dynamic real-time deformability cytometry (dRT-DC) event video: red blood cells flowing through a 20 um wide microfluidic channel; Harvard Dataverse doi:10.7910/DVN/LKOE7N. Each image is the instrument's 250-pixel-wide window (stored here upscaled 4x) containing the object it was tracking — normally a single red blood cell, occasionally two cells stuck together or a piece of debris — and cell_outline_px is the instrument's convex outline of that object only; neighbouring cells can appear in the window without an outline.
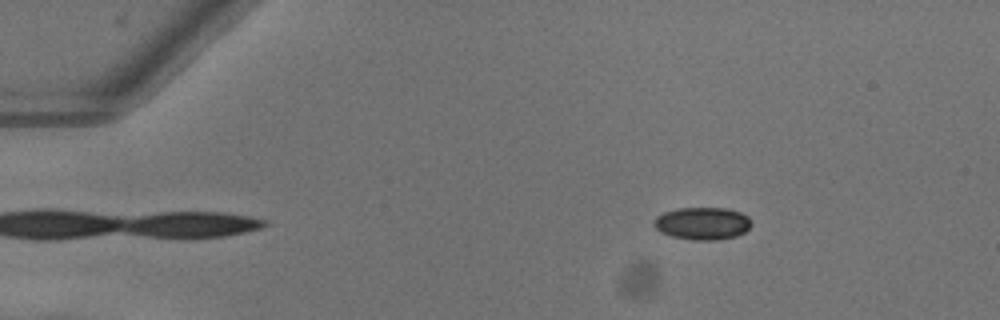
{"species": "common noctule bat (a hibernating species)", "species_latin": "Nyctalus noctula", "temperature_condition": "warm", "stored_images_in_passage": 52, "camera_frame_rate_fps": 3000, "um_per_image_px": 0.085, "animal": {"sex": "female"}, "frame": {"image": 1, "passage_image": 9, "time_ms": 2.667, "image_size_px": [1000, 320], "cell_outline_px": [[752, 224], [744, 232], [736, 236], [716, 240], [692, 240], [672, 236], [660, 232], [652, 224], [656, 216], [664, 212], [676, 208], [724, 208], [740, 212], [748, 216]], "centroid_in_image_um": [59.68, 18.99], "position_along_channel_um": 25.3, "area_um2": 18.5}}
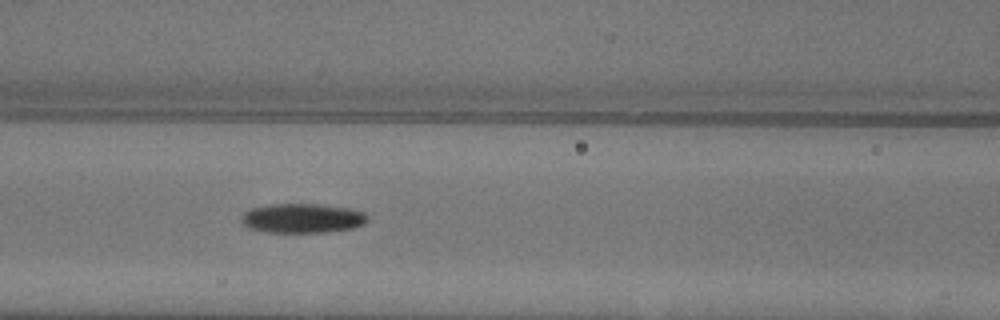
{"frame": {"image": 2, "passage_image": 24, "time_ms": 7.667, "image_size_px": [1000, 320], "cell_outline_px": [[368, 220], [364, 224], [352, 228], [324, 232], [264, 232], [248, 228], [240, 220], [240, 216], [244, 212], [252, 208], [268, 204], [324, 204], [348, 208], [364, 212], [368, 216]], "centroid_in_image_um": [25.68, 18.54], "position_along_channel_um": 140.9, "area_um2": 21.79}}
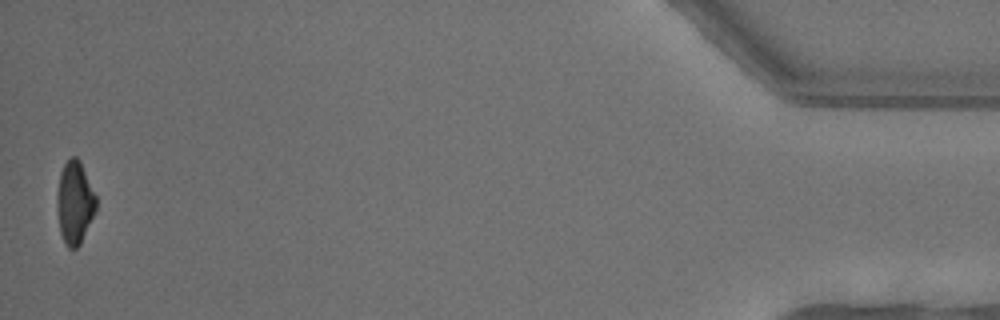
{"frame": {"image": 3, "passage_image": 52, "time_ms": 17.0, "image_size_px": [1000, 320], "cell_outline_px": [[96, 208], [80, 244], [76, 248], [68, 248], [64, 244], [60, 232], [56, 204], [56, 196], [60, 172], [64, 164], [72, 156], [76, 156], [80, 160], [96, 196]], "centroid_in_image_um": [6.32, 17.21], "position_along_channel_um": 428.9, "area_um2": 18.79}, "authors_computed_cell_mechanics": {"area_um2": 20.4612, "velocity_mm_per_s": 4.055, "shape_relaxation_time_tau1_ms": 4.7577, "shape_relaxation_time_tau2_ms": null, "deformation_change_tau1": 0.1435, "deformation_change_tau2": null}}